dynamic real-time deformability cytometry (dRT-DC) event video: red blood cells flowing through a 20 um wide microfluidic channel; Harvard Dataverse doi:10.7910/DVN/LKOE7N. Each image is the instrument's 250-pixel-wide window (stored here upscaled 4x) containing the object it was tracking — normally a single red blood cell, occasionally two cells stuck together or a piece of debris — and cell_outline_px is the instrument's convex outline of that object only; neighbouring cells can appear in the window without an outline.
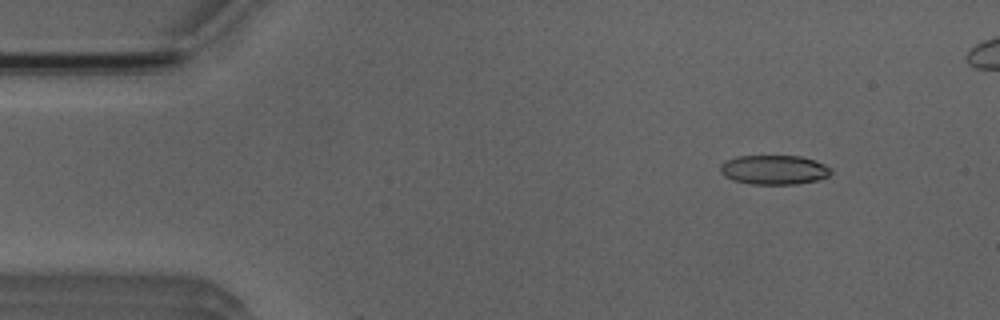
{"species": "Egyptian fruit bat (a non-hibernating species)", "species_latin": "Rousettus aegyptiacus", "temperature_condition": "room temperature", "stored_images_in_passage": 5, "camera_frame_rate_fps": 3000, "um_per_image_px": 0.085, "animal": {"sex": "male"}, "frame": {"image": 1, "passage_image": 2, "time_ms": 1.333, "image_size_px": [1000, 320], "cell_outline_px": [[832, 172], [828, 176], [816, 180], [796, 184], [752, 184], [732, 180], [724, 176], [720, 172], [720, 164], [736, 156], [800, 156], [816, 160], [832, 168]], "centroid_in_image_um": [65.8, 14.43], "position_along_channel_um": 19.2, "area_um2": 19.02}}